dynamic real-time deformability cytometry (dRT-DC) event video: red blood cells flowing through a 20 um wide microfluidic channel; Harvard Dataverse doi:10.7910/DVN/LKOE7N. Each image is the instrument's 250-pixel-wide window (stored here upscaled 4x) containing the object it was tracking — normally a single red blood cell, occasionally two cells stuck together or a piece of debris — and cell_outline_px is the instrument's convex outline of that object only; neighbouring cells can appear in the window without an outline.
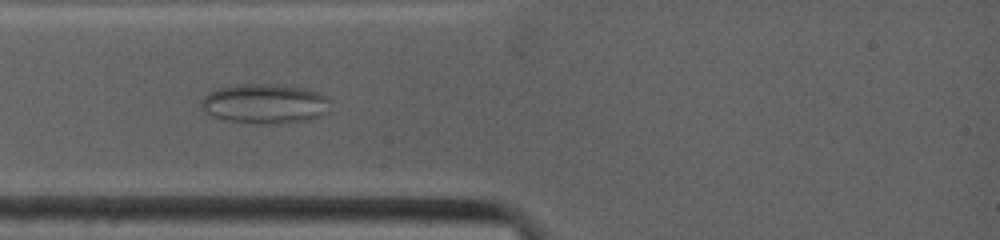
{"species": "common noctule bat (a hibernating species)", "species_latin": "Nyctalus noctula", "temperature_condition": "warm", "stored_images_in_passage": 49, "camera_frame_rate_fps": 4500, "um_per_image_px": 0.085, "animal": {"sex": "female", "body_mass_g": 19.0, "forearm_length_mm": 53.3}, "frame": {"image": 1, "passage_image": 8, "time_ms": 2.444, "image_size_px": [1000, 240], "cell_outline_px": [[328, 100], [324, 112], [320, 116], [308, 120], [272, 124], [260, 124], [224, 120], [212, 116], [200, 108], [200, 100], [208, 92], [216, 88], [244, 84], [280, 84], [308, 88], [320, 92], [328, 96]], "centroid_in_image_um": [22.46, 8.8], "position_along_channel_um": 62.5, "area_um2": 30.11}}
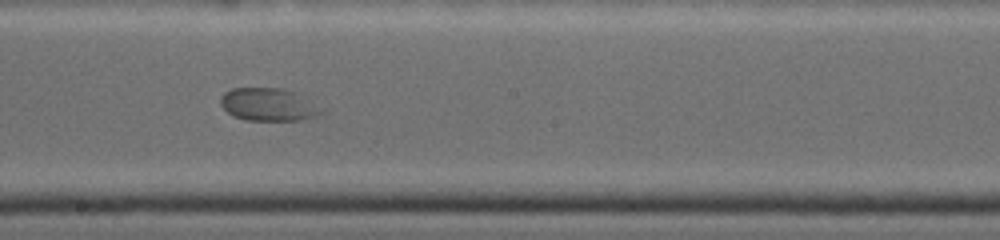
{"frame": {"image": 2, "passage_image": 20, "time_ms": 6.667, "image_size_px": [1000, 240], "cell_outline_px": [[328, 108], [324, 112], [316, 116], [300, 120], [248, 120], [232, 116], [220, 104], [220, 96], [224, 92], [232, 88], [284, 88], [296, 92]], "centroid_in_image_um": [22.89, 8.88], "position_along_channel_um": 225.3, "area_um2": 19.77}}
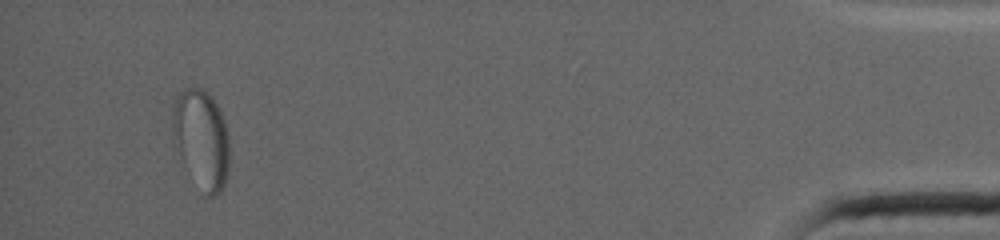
{"frame": {"image": 3, "passage_image": 43, "time_ms": 14.444, "image_size_px": [1000, 240], "cell_outline_px": [[228, 172], [224, 184], [220, 192], [212, 196], [208, 196], [172, 136], [172, 112], [176, 96], [184, 88], [200, 88], [208, 92], [216, 104], [224, 120], [228, 132]], "centroid_in_image_um": [17.15, 11.68], "position_along_channel_um": 418.0, "area_um2": 31.15}}